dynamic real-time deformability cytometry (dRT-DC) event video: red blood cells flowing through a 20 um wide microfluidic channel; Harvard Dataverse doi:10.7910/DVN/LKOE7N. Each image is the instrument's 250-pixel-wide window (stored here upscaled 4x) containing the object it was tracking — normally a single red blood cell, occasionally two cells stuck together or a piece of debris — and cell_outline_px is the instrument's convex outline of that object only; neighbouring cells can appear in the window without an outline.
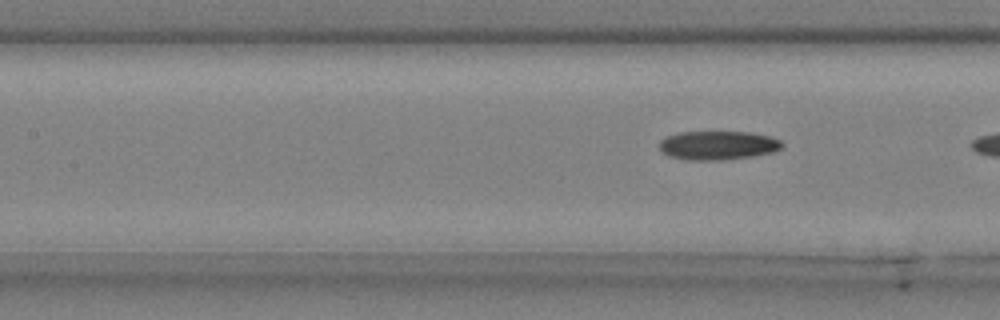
{"species": "common noctule bat (a hibernating species)", "species_latin": "Nyctalus noctula", "temperature_condition": "cold", "stored_images_in_passage": 8, "camera_frame_rate_fps": 3000, "um_per_image_px": 0.085, "animal": {"sex": "male", "body_mass_g": 20.4}, "frame": {"image": 1, "passage_image": 8, "time_ms": 2.333, "image_size_px": [1000, 320], "cell_outline_px": [[784, 144], [780, 148], [772, 152], [752, 156], [724, 160], [684, 160], [668, 156], [660, 152], [660, 140], [668, 136], [680, 132], [752, 132], [772, 136], [780, 140]], "centroid_in_image_um": [61.01, 12.36], "position_along_channel_um": 146.4, "area_um2": 20.81}}